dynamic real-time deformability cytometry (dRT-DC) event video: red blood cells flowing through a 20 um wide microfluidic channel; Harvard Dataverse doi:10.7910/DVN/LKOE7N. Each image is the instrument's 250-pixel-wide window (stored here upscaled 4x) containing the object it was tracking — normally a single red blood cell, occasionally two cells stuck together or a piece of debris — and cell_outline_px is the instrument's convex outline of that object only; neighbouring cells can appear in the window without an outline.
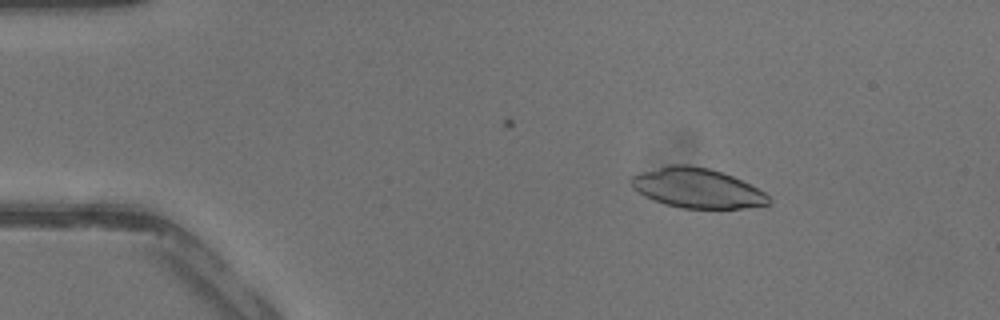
{"species": "common noctule bat (a hibernating species)", "species_latin": "Nyctalus noctula", "temperature_condition": "warm", "stored_images_in_passage": 37, "camera_frame_rate_fps": 3000, "um_per_image_px": 0.085, "animal": {"sex": "male", "body_mass_g": 13.3}, "frame": {"image": 1, "passage_image": 6, "time_ms": 1.667, "image_size_px": [1000, 320], "cell_outline_px": [[772, 200], [768, 204], [744, 208], [680, 208], [664, 204], [652, 200], [644, 196], [632, 188], [628, 180], [632, 176], [640, 172], [672, 164], [688, 164], [708, 168], [732, 176], [764, 192]], "centroid_in_image_um": [59.19, 15.99], "position_along_channel_um": 25.8, "area_um2": 31.79}}
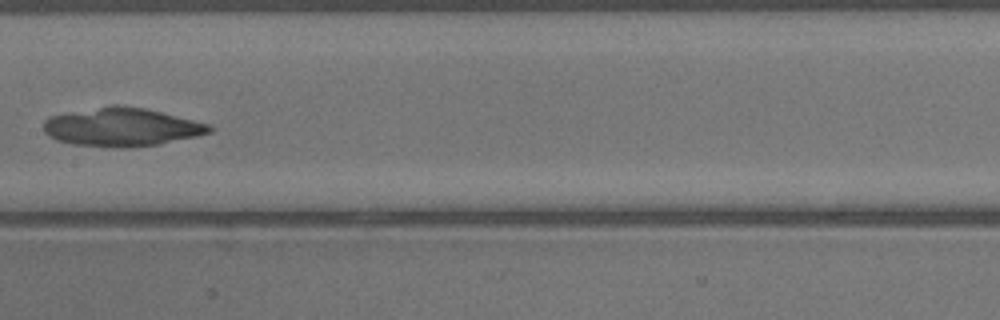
{"frame": {"image": 2, "passage_image": 21, "time_ms": 6.667, "image_size_px": [1000, 320], "cell_outline_px": [[212, 132], [196, 136], [160, 144], [128, 148], [124, 148], [76, 144], [56, 140], [48, 136], [44, 132], [44, 120], [48, 116], [112, 104], [116, 104], [144, 108], [212, 124]], "centroid_in_image_um": [10.35, 10.79], "position_along_channel_um": 197.1, "area_um2": 37.22}}
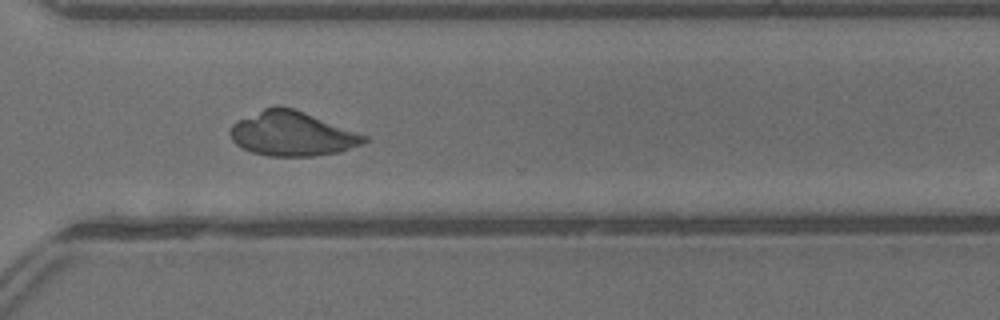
{"frame": {"image": 3, "passage_image": 30, "time_ms": 9.667, "image_size_px": [1000, 320], "cell_outline_px": [[368, 140], [360, 144], [340, 152], [312, 156], [268, 156], [252, 152], [236, 144], [232, 140], [228, 132], [232, 124], [236, 120], [264, 108], [276, 104], [280, 104], [304, 112], [368, 136]], "centroid_in_image_um": [24.78, 11.35], "position_along_channel_um": 345.8, "area_um2": 34.74}}